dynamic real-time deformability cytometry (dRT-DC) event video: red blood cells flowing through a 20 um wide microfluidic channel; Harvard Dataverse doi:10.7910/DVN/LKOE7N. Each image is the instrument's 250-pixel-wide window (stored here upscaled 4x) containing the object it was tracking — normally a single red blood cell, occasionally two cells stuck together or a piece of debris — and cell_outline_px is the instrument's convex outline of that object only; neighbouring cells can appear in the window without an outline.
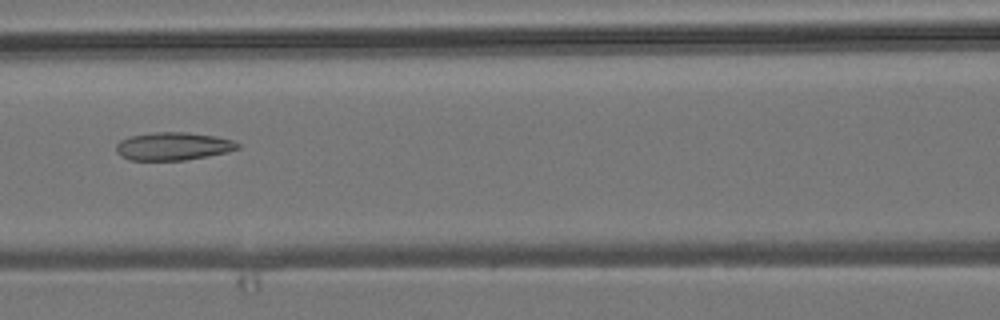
{"species": "common noctule bat (a hibernating species)", "species_latin": "Nyctalus noctula", "temperature_condition": "room temperature", "stored_images_in_passage": 7, "camera_frame_rate_fps": 3000, "um_per_image_px": 0.085, "animal": {"sex": "male", "body_mass_g": 19.2, "forearm_length_mm": 51.8}, "frame": {"image": 1, "passage_image": 7, "time_ms": 6.667, "image_size_px": [1000, 320], "cell_outline_px": [[240, 148], [228, 152], [184, 160], [128, 160], [120, 156], [116, 152], [116, 144], [120, 140], [128, 136], [152, 132], [188, 132], [216, 136], [232, 140], [240, 144]], "centroid_in_image_um": [14.69, 12.42], "position_along_channel_um": 151.9, "area_um2": 20.0}}